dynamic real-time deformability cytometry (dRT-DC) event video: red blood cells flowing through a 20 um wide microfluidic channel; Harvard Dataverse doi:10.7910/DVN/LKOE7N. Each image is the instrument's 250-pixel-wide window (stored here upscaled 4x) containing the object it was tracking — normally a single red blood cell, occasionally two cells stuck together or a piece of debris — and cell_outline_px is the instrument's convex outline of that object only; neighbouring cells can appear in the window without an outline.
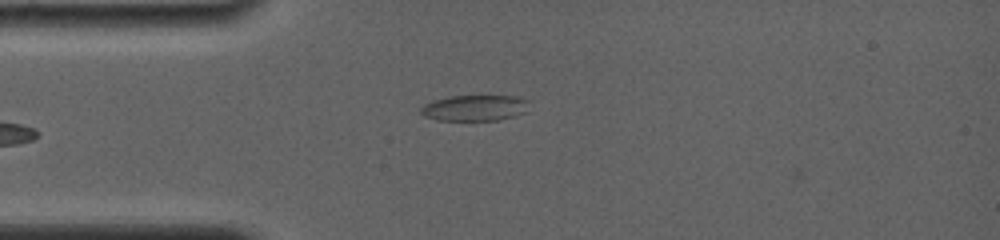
{"species": "common noctule bat (a hibernating species)", "species_latin": "Nyctalus noctula", "temperature_condition": "room temperature", "stored_images_in_passage": 10, "camera_frame_rate_fps": 4000, "um_per_image_px": 0.085, "animal": {"sex": "female", "body_mass_g": 19.0, "forearm_length_mm": 56.7}, "frame": {"image": 1, "passage_image": 5, "time_ms": 2.75, "image_size_px": [1000, 240], "cell_outline_px": [[532, 100], [524, 112], [516, 116], [496, 120], [436, 120], [424, 116], [420, 112], [420, 108], [424, 104], [432, 100], [448, 96], [516, 96]], "centroid_in_image_um": [40.36, 9.16], "position_along_channel_um": 44.6, "area_um2": 16.53}}
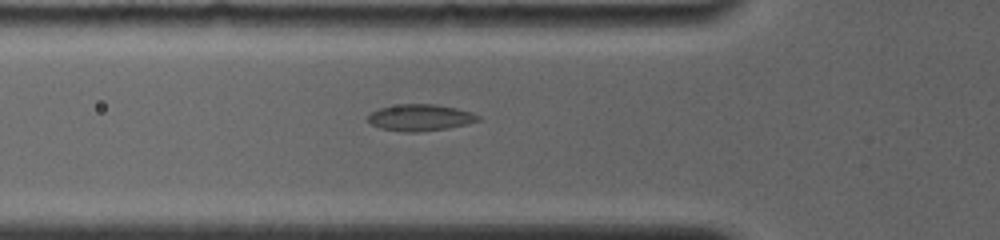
{"frame": {"image": 2, "passage_image": 7, "time_ms": 4.25, "image_size_px": [1000, 240], "cell_outline_px": [[480, 120], [448, 128], [416, 132], [404, 132], [380, 128], [372, 124], [368, 120], [368, 116], [372, 112], [380, 108], [400, 104], [436, 104], [456, 108], [472, 112], [480, 116]], "centroid_in_image_um": [35.72, 9.99], "position_along_channel_um": 90.1, "area_um2": 16.88}}
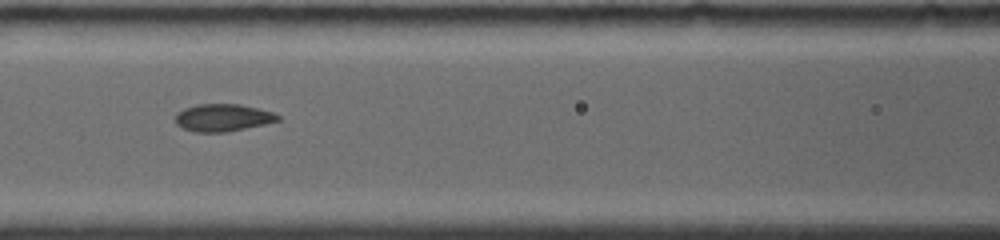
{"frame": {"image": 3, "passage_image": 9, "time_ms": 5.75, "image_size_px": [1000, 240], "cell_outline_px": [[280, 120], [264, 124], [224, 132], [196, 132], [184, 128], [176, 124], [176, 112], [184, 108], [196, 104], [240, 104], [272, 112], [280, 116]], "centroid_in_image_um": [18.91, 9.99], "position_along_channel_um": 147.7, "area_um2": 16.18}}